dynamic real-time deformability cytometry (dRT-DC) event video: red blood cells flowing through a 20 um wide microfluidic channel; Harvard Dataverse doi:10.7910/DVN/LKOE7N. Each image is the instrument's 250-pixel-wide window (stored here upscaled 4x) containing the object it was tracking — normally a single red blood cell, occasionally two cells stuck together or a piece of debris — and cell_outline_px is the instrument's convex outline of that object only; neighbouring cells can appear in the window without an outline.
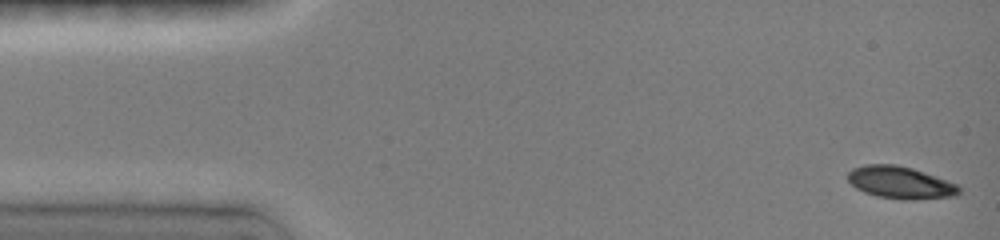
{"species": "common noctule bat (a hibernating species)", "species_latin": "Nyctalus noctula", "temperature_condition": "room temperature", "stored_images_in_passage": 104, "camera_frame_rate_fps": 3000, "um_per_image_px": 0.085, "animal": {"sex": "female", "body_mass_g": 19.0, "forearm_length_mm": 51.5}, "frame": {"image": 1, "passage_image": 1, "time_ms": 0.0, "image_size_px": [1000, 240], "cell_outline_px": [[960, 192], [956, 196], [912, 200], [900, 200], [876, 196], [864, 192], [856, 188], [848, 180], [848, 172], [852, 168], [864, 164], [896, 164], [912, 168], [956, 184], [960, 188]], "centroid_in_image_um": [76.5, 15.52], "position_along_channel_um": 8.5, "area_um2": 20.92}}
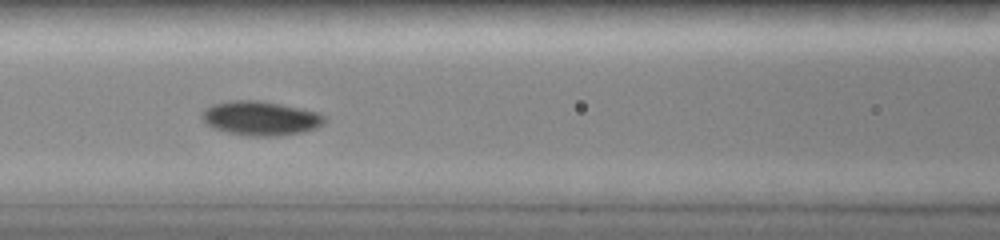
{"frame": {"image": 2, "passage_image": 54, "time_ms": 6.333, "image_size_px": [1000, 240], "cell_outline_px": [[324, 124], [316, 128], [300, 132], [280, 136], [244, 136], [212, 128], [200, 116], [200, 112], [204, 108], [212, 104], [236, 100], [260, 100], [320, 112], [324, 116]], "centroid_in_image_um": [22.12, 10.05], "position_along_channel_um": 144.5, "area_um2": 24.57}}
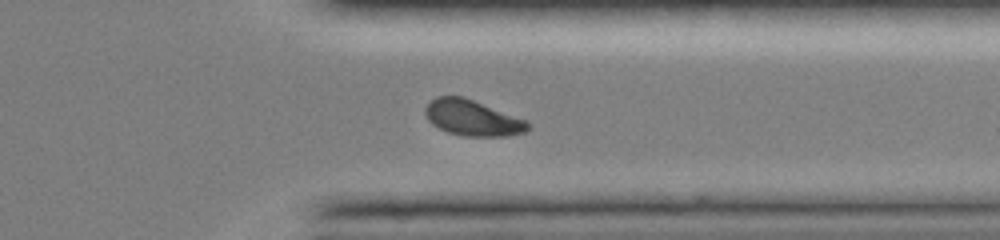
{"frame": {"image": 3, "passage_image": 101, "time_ms": 12.0, "image_size_px": [1000, 240], "cell_outline_px": [[528, 128], [524, 132], [508, 136], [464, 136], [448, 132], [432, 124], [428, 120], [424, 112], [424, 108], [436, 96], [464, 96], [528, 120]], "centroid_in_image_um": [40.16, 10.01], "position_along_channel_um": 371.2, "area_um2": 21.44}}